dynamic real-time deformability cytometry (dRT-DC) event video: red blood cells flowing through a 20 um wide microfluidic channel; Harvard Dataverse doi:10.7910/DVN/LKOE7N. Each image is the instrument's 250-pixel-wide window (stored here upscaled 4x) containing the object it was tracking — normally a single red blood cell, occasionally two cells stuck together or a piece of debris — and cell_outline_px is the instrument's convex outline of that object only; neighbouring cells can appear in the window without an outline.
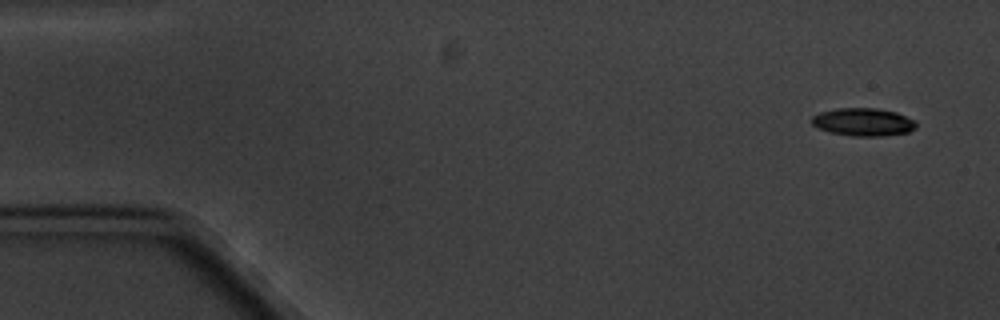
{"species": "common noctule bat (a hibernating species)", "species_latin": "Nyctalus noctula", "temperature_condition": "cold", "stored_images_in_passage": 5, "camera_frame_rate_fps": 3000, "um_per_image_px": 0.085, "animal": {"sex": "male", "body_mass_g": 20.1, "forearm_length_mm": 53.5}, "frame": {"image": 1, "passage_image": 2, "time_ms": 1.0, "image_size_px": [1000, 320], "cell_outline_px": [[916, 128], [908, 132], [880, 136], [852, 136], [828, 132], [812, 124], [812, 116], [820, 112], [836, 108], [876, 108], [896, 112], [916, 120]], "centroid_in_image_um": [73.38, 10.37], "position_along_channel_um": 11.6, "area_um2": 16.99}}
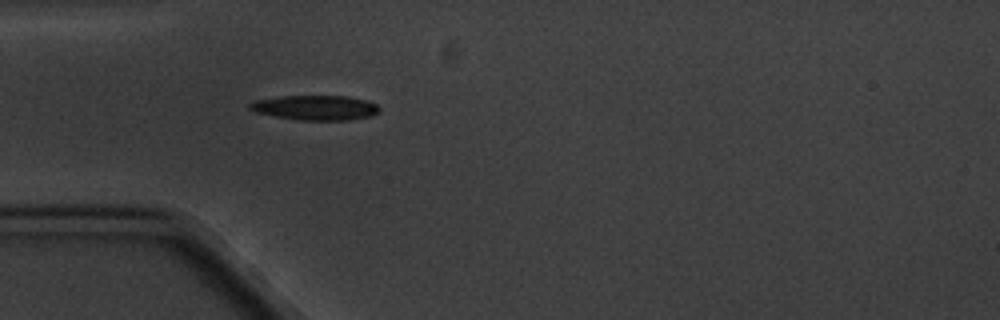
{"frame": {"image": 2, "passage_image": 5, "time_ms": 5.667, "image_size_px": [1000, 320], "cell_outline_px": [[380, 112], [372, 116], [348, 120], [296, 120], [256, 112], [248, 108], [248, 104], [256, 100], [280, 96], [344, 96], [368, 100], [376, 104], [380, 108]], "centroid_in_image_um": [26.84, 9.15], "position_along_channel_um": 58.2, "area_um2": 18.79}}